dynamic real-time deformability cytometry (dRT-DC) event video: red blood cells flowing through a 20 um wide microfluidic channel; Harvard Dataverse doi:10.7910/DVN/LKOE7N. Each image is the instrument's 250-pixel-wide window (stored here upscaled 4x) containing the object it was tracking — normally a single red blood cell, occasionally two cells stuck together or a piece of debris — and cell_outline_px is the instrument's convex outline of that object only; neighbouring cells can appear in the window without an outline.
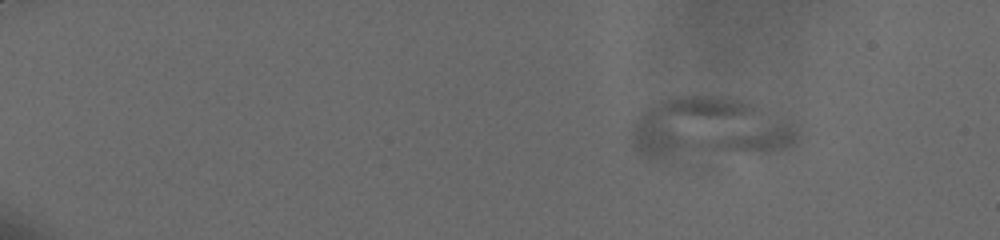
{"species": "human", "species_latin": "Homo sapiens", "temperature_condition": "cold", "stored_images_in_passage": 12, "camera_frame_rate_fps": 3000, "um_per_image_px": 0.085, "donor": {"sex": "male"}, "frame": {"image": 1, "passage_image": 3, "time_ms": 1.333, "image_size_px": [1000, 240], "cell_outline_px": [[800, 140], [788, 148], [768, 152], [672, 164], [648, 160], [640, 156], [632, 148], [628, 136], [632, 124], [648, 108], [660, 100], [680, 96], [728, 96], [740, 100], [784, 116], [800, 124]], "centroid_in_image_um": [60.26, 11.04], "position_along_channel_um": 24.7, "area_um2": 63.52}}
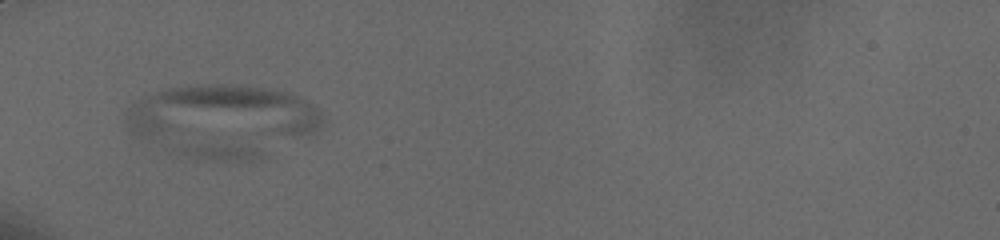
{"frame": {"image": 2, "passage_image": 10, "time_ms": 6.0, "image_size_px": [1000, 240], "cell_outline_px": [[324, 120], [312, 132], [152, 140], [140, 140], [132, 136], [128, 132], [128, 120], [132, 104], [136, 100], [156, 92], [168, 88], [196, 84], [232, 84], [268, 88], [288, 92], [304, 100], [316, 108], [324, 116]], "centroid_in_image_um": [18.7, 9.59], "position_along_channel_um": 66.3, "area_um2": 63.06}}